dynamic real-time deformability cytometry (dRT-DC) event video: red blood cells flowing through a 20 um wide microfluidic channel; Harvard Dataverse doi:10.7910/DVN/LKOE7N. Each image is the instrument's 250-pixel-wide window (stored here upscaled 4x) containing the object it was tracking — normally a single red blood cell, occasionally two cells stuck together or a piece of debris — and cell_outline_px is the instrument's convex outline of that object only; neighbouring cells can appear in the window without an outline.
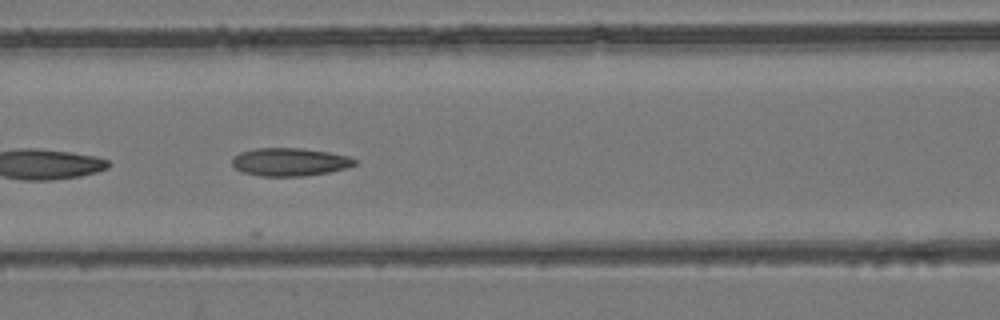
{"species": "common noctule bat (a hibernating species)", "species_latin": "Nyctalus noctula", "temperature_condition": "room temperature", "stored_images_in_passage": 12, "camera_frame_rate_fps": 3000, "um_per_image_px": 0.085, "animal": {"sex": "female", "body_mass_g": 24.6, "forearm_length_mm": 56.2}, "frame": {"image": 1, "passage_image": 10, "time_ms": 3.0, "image_size_px": [1000, 320], "cell_outline_px": [[356, 164], [348, 168], [328, 172], [304, 176], [260, 176], [244, 172], [236, 168], [232, 164], [232, 156], [240, 152], [256, 148], [300, 148], [328, 152], [348, 156], [356, 160]], "centroid_in_image_um": [24.62, 13.76], "position_along_channel_um": 142.0, "area_um2": 20.0}}